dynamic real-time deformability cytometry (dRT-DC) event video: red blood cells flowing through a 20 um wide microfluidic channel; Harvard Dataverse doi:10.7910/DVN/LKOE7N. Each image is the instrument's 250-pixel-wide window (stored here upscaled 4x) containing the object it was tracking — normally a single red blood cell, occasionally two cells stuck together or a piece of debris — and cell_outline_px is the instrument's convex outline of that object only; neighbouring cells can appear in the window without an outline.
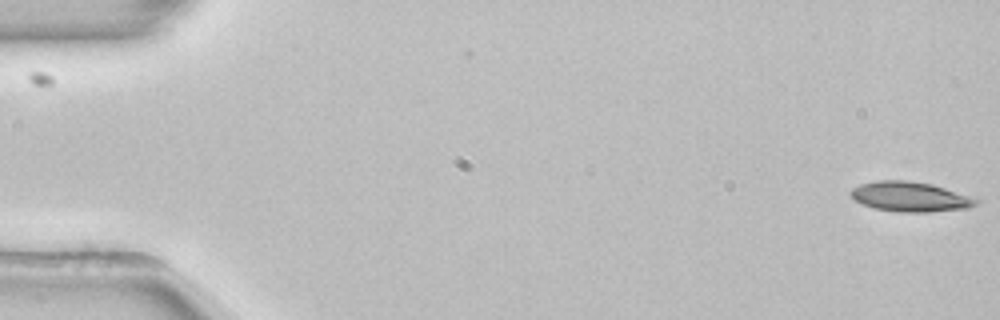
{"species": "common noctule bat (a hibernating species)", "species_latin": "Nyctalus noctula", "temperature_condition": "room temperature", "stored_images_in_passage": 54, "camera_frame_rate_fps": 3000, "um_per_image_px": 0.085, "animal": {"sex": "female", "body_mass_g": 22.7, "forearm_length_mm": 54.2}, "frame": {"image": 1, "passage_image": 1, "time_ms": 0.0, "image_size_px": [1000, 320], "cell_outline_px": [[984, 200], [980, 204], [968, 208], [928, 212], [900, 212], [876, 208], [864, 204], [856, 200], [848, 192], [852, 188], [860, 184], [876, 180], [912, 180], [932, 184], [980, 196]], "centroid_in_image_um": [77.54, 16.7], "position_along_channel_um": 7.5, "area_um2": 22.54}}
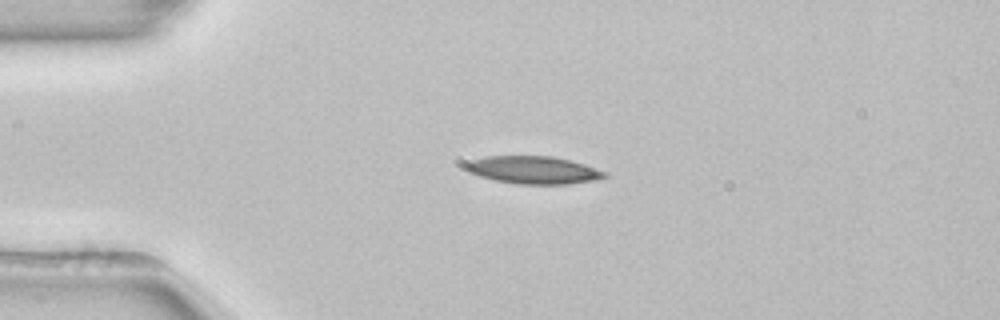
{"frame": {"image": 2, "passage_image": 13, "time_ms": 4.0, "image_size_px": [1000, 320], "cell_outline_px": [[608, 176], [596, 180], [568, 184], [516, 184], [496, 180], [480, 176], [472, 172], [464, 164], [468, 160], [484, 156], [552, 156], [572, 160], [608, 172]], "centroid_in_image_um": [45.39, 14.44], "position_along_channel_um": 39.6, "area_um2": 22.43}}
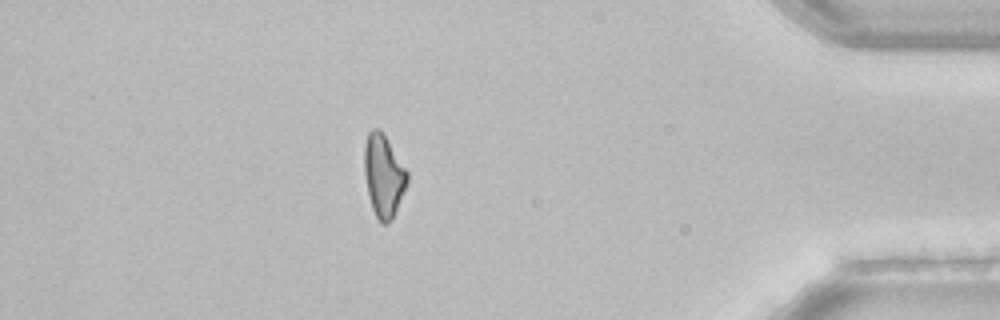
{"frame": {"image": 3, "passage_image": 47, "time_ms": 15.333, "image_size_px": [1000, 320], "cell_outline_px": [[408, 184], [392, 220], [388, 224], [380, 224], [372, 208], [368, 196], [364, 172], [364, 144], [368, 132], [372, 128], [380, 128], [408, 172]], "centroid_in_image_um": [32.6, 14.95], "position_along_channel_um": 402.6, "area_um2": 20.87}, "authors_computed_cell_mechanics": {"area_um2": 21.4149, "velocity_mm_per_s": 3.8596, "shape_relaxation_time_tau1_ms": 7.0739, "shape_relaxation_time_tau2_ms": null, "deformation_change_tau1": 0.1772, "deformation_change_tau2": null}}